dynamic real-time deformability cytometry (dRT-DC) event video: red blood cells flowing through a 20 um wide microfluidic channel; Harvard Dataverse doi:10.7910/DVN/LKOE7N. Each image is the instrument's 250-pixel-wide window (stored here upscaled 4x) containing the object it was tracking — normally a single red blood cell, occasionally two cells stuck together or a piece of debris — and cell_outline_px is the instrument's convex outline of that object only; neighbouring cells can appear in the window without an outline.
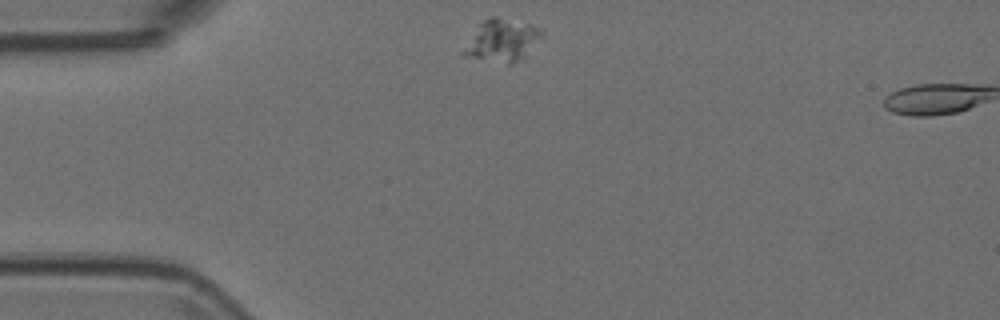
{"species": "Egyptian fruit bat (a non-hibernating species)", "species_latin": "Rousettus aegyptiacus", "temperature_condition": "room temperature", "stored_images_in_passage": 2, "camera_frame_rate_fps": 3000, "um_per_image_px": 0.085, "animal": {"sex": "female"}, "frame": {"image": 1, "passage_image": 1, "time_ms": 0.0, "image_size_px": [1000, 320], "cell_outline_px": [[544, 36], [524, 56], [512, 64], [508, 64], [464, 56], [460, 52], [480, 24], [488, 16], [496, 16], [528, 24], [544, 32]], "centroid_in_image_um": [42.66, 3.44], "position_along_channel_um": 42.3, "area_um2": 18.9}}